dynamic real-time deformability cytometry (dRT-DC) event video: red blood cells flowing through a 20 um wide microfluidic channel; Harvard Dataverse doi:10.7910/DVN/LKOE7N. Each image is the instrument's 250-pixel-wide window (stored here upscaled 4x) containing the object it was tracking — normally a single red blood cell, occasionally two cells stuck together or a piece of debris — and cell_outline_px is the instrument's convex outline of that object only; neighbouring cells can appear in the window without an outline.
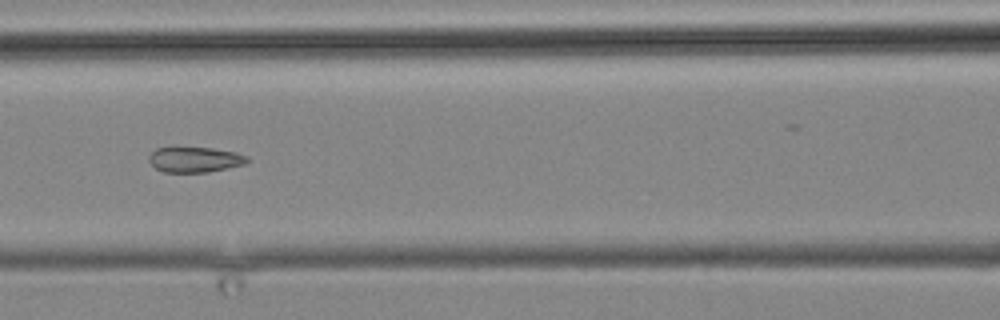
{"species": "common noctule bat (a hibernating species)", "species_latin": "Nyctalus noctula", "temperature_condition": "cold", "stored_images_in_passage": 14, "camera_frame_rate_fps": 3000, "um_per_image_px": 0.085, "animal": {"sex": "male", "body_mass_g": 19.2, "forearm_length_mm": 51.8}, "frame": {"image": 1, "passage_image": 12, "time_ms": 13.667, "image_size_px": [1000, 320], "cell_outline_px": [[248, 160], [244, 164], [208, 172], [164, 172], [156, 168], [148, 160], [148, 156], [156, 148], [212, 148], [236, 152], [248, 156]], "centroid_in_image_um": [16.56, 13.56], "position_along_channel_um": 150.0, "area_um2": 14.33}}
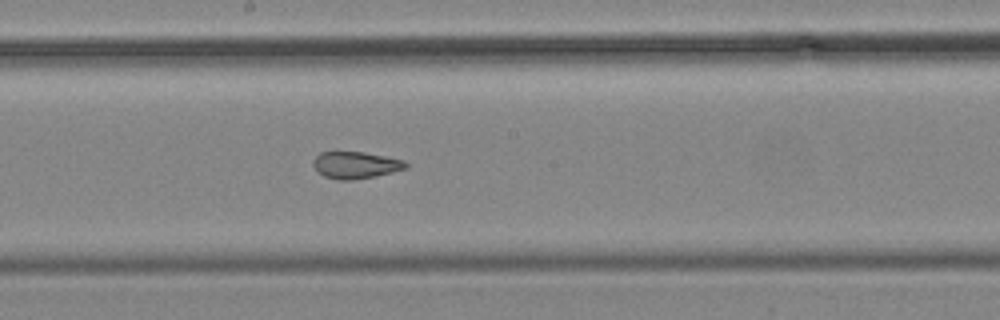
{"frame": {"image": 2, "passage_image": 14, "time_ms": 15.667, "image_size_px": [1000, 320], "cell_outline_px": [[408, 168], [376, 176], [352, 180], [336, 180], [324, 176], [316, 172], [312, 164], [312, 160], [320, 152], [364, 152], [404, 160], [408, 164]], "centroid_in_image_um": [30.2, 14.04], "position_along_channel_um": 218.0, "area_um2": 14.68}}